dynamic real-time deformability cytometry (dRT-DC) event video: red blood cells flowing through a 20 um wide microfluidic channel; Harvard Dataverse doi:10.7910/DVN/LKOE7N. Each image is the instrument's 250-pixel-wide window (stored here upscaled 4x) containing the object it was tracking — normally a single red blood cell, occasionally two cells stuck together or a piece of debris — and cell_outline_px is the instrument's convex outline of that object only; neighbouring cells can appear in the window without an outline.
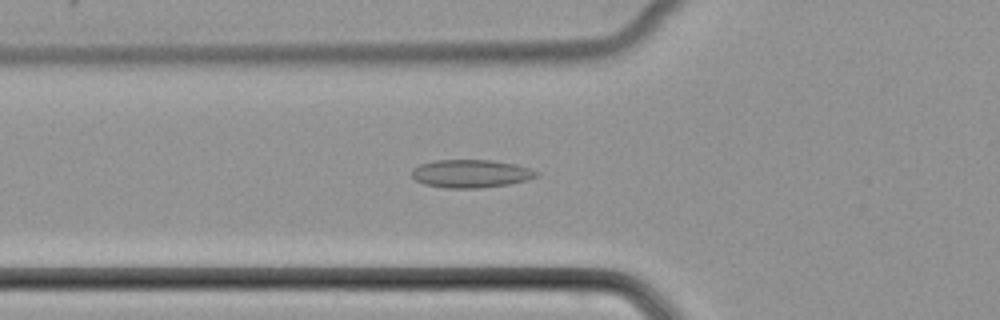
{"species": "common noctule bat (a hibernating species)", "species_latin": "Nyctalus noctula", "temperature_condition": "cold", "stored_images_in_passage": 51, "camera_frame_rate_fps": 3000, "um_per_image_px": 0.085, "animal": {"sex": "female", "body_mass_g": 22.7, "forearm_length_mm": 54.2}, "frame": {"image": 1, "passage_image": 19, "time_ms": 6.0, "image_size_px": [1000, 320], "cell_outline_px": [[540, 176], [528, 180], [508, 184], [480, 188], [444, 188], [424, 184], [416, 180], [412, 176], [412, 168], [420, 164], [436, 160], [492, 160], [516, 164], [540, 172]], "centroid_in_image_um": [40.05, 14.76], "position_along_channel_um": 85.8, "area_um2": 20.52}}
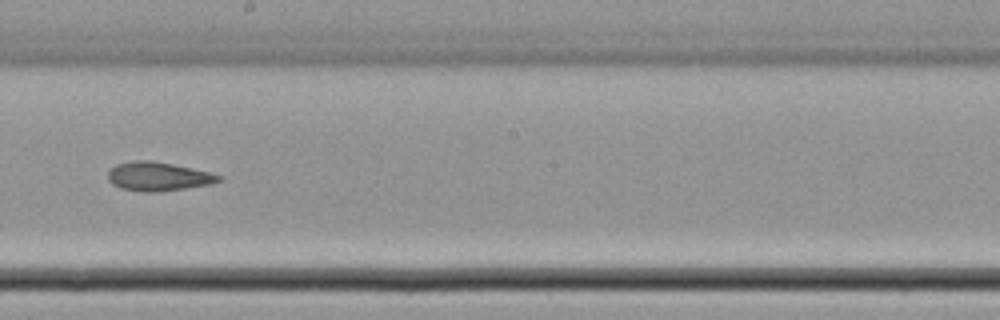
{"frame": {"image": 2, "passage_image": 30, "time_ms": 9.667, "image_size_px": [1000, 320], "cell_outline_px": [[224, 180], [212, 184], [160, 192], [144, 192], [120, 188], [112, 184], [108, 180], [108, 172], [116, 164], [132, 160], [152, 160], [192, 168], [224, 176]], "centroid_in_image_um": [13.47, 15.0], "position_along_channel_um": 234.7, "area_um2": 18.84}}
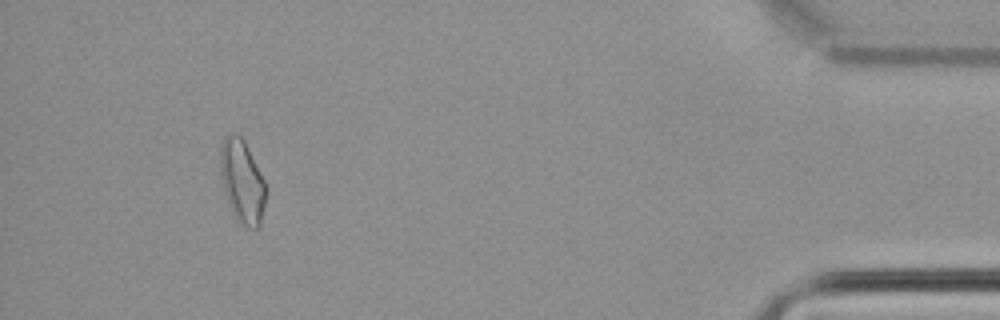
{"frame": {"image": 3, "passage_image": 48, "time_ms": 15.667, "image_size_px": [1000, 320], "cell_outline_px": [[268, 192], [260, 228], [248, 228], [236, 220], [232, 212], [224, 192], [220, 176], [220, 144], [224, 136], [228, 132], [236, 132], [244, 140], [268, 188]], "centroid_in_image_um": [20.59, 15.42], "position_along_channel_um": 414.6, "area_um2": 22.72}}